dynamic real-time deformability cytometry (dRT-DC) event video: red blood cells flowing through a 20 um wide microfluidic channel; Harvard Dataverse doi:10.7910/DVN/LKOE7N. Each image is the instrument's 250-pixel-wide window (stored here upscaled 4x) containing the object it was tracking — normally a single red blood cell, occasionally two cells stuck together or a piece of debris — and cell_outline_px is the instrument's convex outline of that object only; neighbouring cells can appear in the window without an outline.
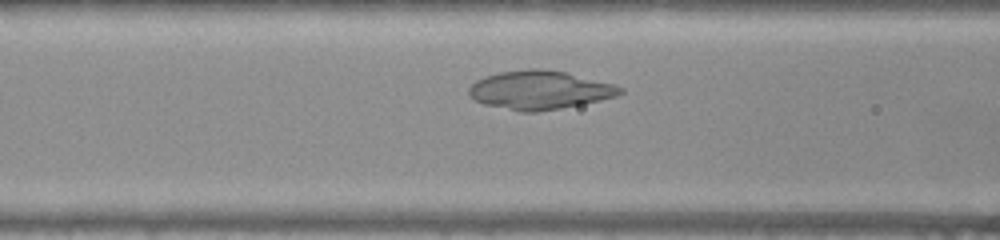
{"species": "common noctule bat (a hibernating species)", "species_latin": "Nyctalus noctula", "temperature_condition": "warm", "stored_images_in_passage": 32, "camera_frame_rate_fps": 3000, "um_per_image_px": 0.085, "animal": {"sex": "female", "body_mass_g": 22.0, "forearm_length_mm": 56.7}, "frame": {"image": 1, "passage_image": 10, "time_ms": 3.0, "image_size_px": [1000, 240], "cell_outline_px": [[624, 92], [616, 96], [600, 100], [560, 108], [536, 112], [520, 112], [484, 104], [468, 96], [468, 88], [476, 80], [484, 76], [500, 72], [528, 68], [544, 68], [564, 72], [612, 84], [624, 88]], "centroid_in_image_um": [45.82, 7.65], "position_along_channel_um": 120.8, "area_um2": 33.93}}
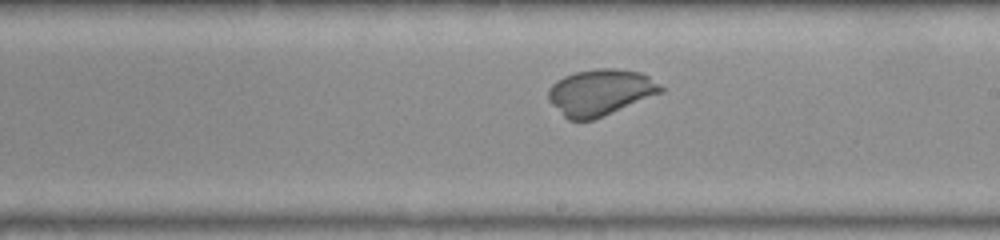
{"frame": {"image": 2, "passage_image": 19, "time_ms": 6.0, "image_size_px": [1000, 240], "cell_outline_px": [[664, 92], [592, 120], [568, 120], [548, 100], [548, 88], [556, 80], [564, 76], [576, 72], [596, 68], [616, 68], [640, 72], [648, 76], [660, 84], [664, 88]], "centroid_in_image_um": [51.03, 7.83], "position_along_channel_um": 238.0, "area_um2": 30.29}}
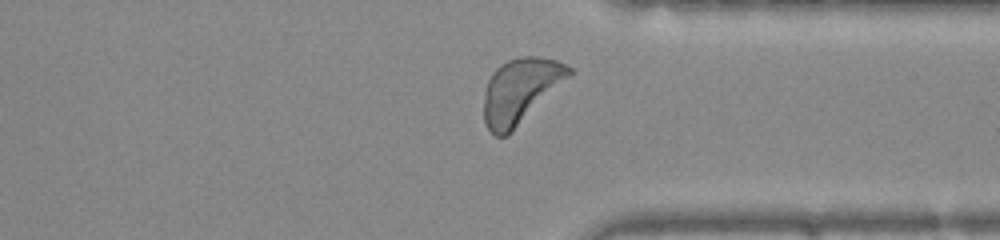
{"frame": {"image": 3, "passage_image": 29, "time_ms": 9.333, "image_size_px": [1000, 240], "cell_outline_px": [[576, 72], [572, 76], [508, 136], [496, 136], [488, 128], [484, 120], [484, 96], [488, 80], [492, 72], [500, 64], [508, 60], [520, 56], [540, 56], [556, 60], [568, 64]], "centroid_in_image_um": [44.29, 7.69], "position_along_channel_um": 367.1, "area_um2": 32.77}}